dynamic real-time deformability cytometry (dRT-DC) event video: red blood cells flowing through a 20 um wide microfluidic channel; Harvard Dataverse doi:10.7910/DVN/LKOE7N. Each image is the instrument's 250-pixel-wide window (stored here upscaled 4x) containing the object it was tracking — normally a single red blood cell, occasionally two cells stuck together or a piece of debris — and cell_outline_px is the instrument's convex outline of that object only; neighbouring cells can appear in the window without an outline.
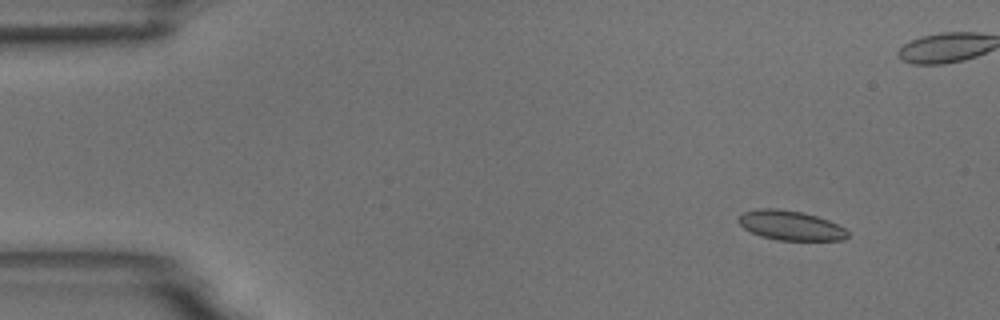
{"species": "common noctule bat (a hibernating species)", "species_latin": "Nyctalus noctula", "temperature_condition": "room temperature", "stored_images_in_passage": 5, "camera_frame_rate_fps": 3000, "um_per_image_px": 0.085, "animal": {"sex": "male", "body_mass_g": 18.8}, "frame": {"image": 1, "passage_image": 2, "time_ms": 1.333, "image_size_px": [1000, 320], "cell_outline_px": [[848, 236], [844, 240], [776, 240], [760, 236], [744, 228], [740, 224], [740, 216], [744, 212], [760, 208], [776, 208], [800, 212], [816, 216], [828, 220], [844, 228], [848, 232]], "centroid_in_image_um": [67.21, 19.17], "position_along_channel_um": 17.8, "area_um2": 18.55}}